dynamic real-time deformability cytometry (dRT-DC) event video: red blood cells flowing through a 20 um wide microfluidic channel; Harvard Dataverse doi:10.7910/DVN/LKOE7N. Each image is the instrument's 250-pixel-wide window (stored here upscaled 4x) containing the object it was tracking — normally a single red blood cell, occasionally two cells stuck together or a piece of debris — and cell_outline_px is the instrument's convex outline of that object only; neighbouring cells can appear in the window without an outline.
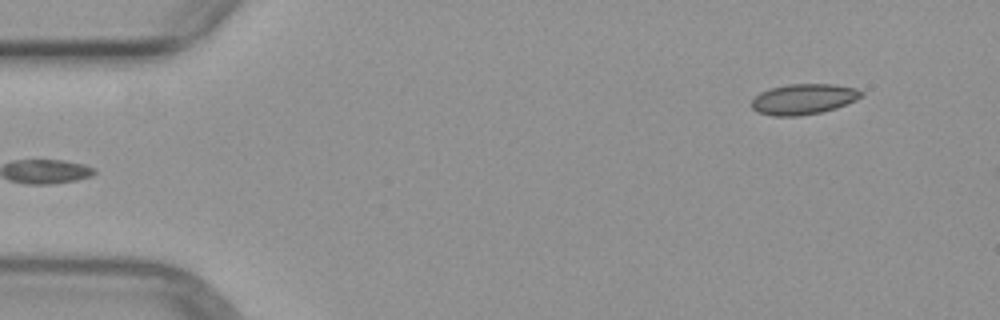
{"species": "common noctule bat (a hibernating species)", "species_latin": "Nyctalus noctula", "temperature_condition": "warm", "stored_images_in_passage": 5, "segment_of_instrument_passage": [2, 2], "camera_frame_rate_fps": 3000, "um_per_image_px": 0.085, "animal": {"sex": "female", "body_mass_g": 29.2, "forearm_length_mm": 56.3}, "frame": {"image": 1, "passage_image": 5, "time_ms": 4.333, "image_size_px": [1000, 320], "cell_outline_px": [[864, 96], [856, 100], [836, 108], [820, 112], [796, 116], [772, 116], [756, 112], [752, 108], [752, 100], [760, 92], [772, 88], [788, 84], [832, 84], [856, 88], [864, 92]], "centroid_in_image_um": [68.31, 8.42], "position_along_channel_um": 16.7, "area_um2": 19.54}}